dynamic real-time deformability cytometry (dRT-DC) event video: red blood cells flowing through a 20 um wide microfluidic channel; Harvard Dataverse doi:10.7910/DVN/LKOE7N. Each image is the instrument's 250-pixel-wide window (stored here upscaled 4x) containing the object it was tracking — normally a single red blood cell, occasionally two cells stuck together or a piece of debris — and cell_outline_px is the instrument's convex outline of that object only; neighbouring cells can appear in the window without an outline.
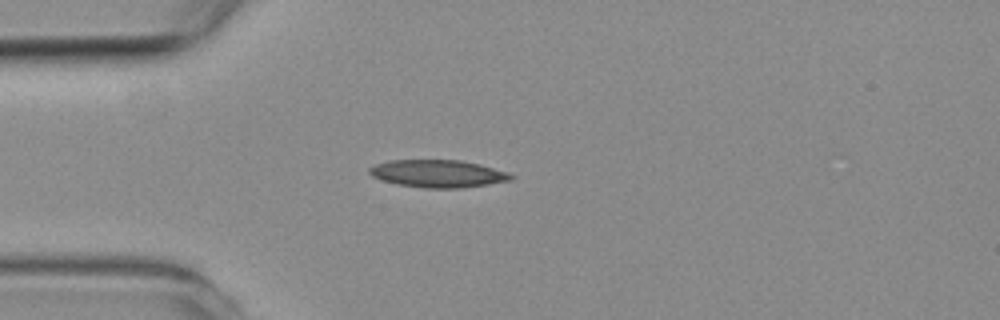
{"species": "common noctule bat (a hibernating species)", "species_latin": "Nyctalus noctula", "temperature_condition": "room temperature", "stored_images_in_passage": 4, "camera_frame_rate_fps": 3000, "um_per_image_px": 0.085, "animal": {"sex": "female", "body_mass_g": 19.3, "forearm_length_mm": 54.1}, "frame": {"image": 1, "passage_image": 4, "time_ms": 4.0, "image_size_px": [1000, 320], "cell_outline_px": [[516, 176], [512, 180], [488, 184], [460, 188], [424, 188], [396, 184], [372, 176], [368, 172], [368, 168], [376, 164], [388, 160], [460, 160], [480, 164], [508, 172]], "centroid_in_image_um": [37.24, 14.75], "position_along_channel_um": 47.8, "area_um2": 22.77}}